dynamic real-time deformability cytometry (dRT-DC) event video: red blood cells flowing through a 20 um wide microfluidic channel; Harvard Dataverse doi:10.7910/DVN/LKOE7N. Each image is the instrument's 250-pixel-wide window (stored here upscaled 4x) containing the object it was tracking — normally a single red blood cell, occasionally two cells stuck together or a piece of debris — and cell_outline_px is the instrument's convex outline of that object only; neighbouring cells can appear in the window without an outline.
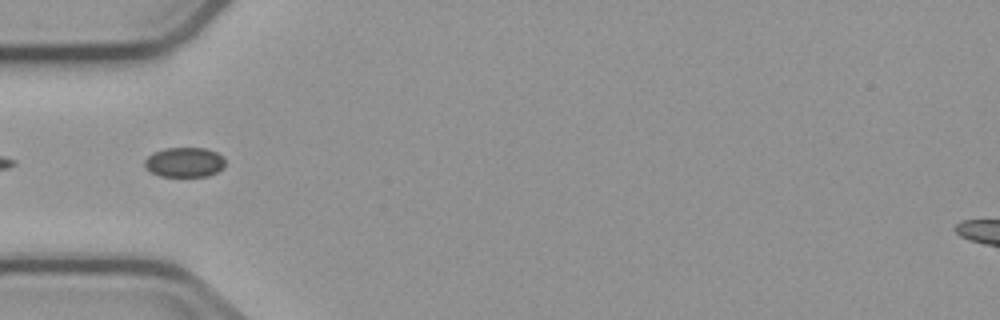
{"species": "common noctule bat (a hibernating species)", "species_latin": "Nyctalus noctula", "temperature_condition": "cold", "stored_images_in_passage": 6, "camera_frame_rate_fps": 3000, "um_per_image_px": 0.085, "animal": {"sex": "male", "body_mass_g": 23.1, "forearm_length_mm": 52.7}, "frame": {"image": 1, "passage_image": 1, "time_ms": 0.0, "image_size_px": [1000, 320], "cell_outline_px": [[224, 168], [208, 176], [160, 176], [144, 168], [144, 160], [152, 152], [164, 148], [204, 148], [216, 152], [224, 156]], "centroid_in_image_um": [15.67, 13.78], "position_along_channel_um": 69.3, "area_um2": 14.1}}
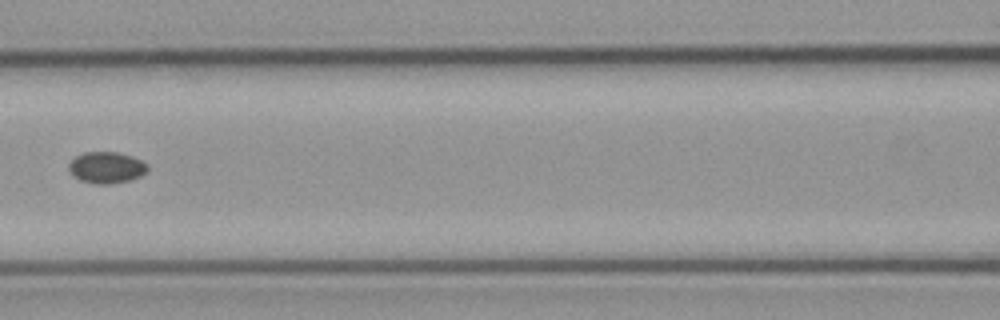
{"frame": {"image": 2, "passage_image": 3, "time_ms": 2.333, "image_size_px": [1000, 320], "cell_outline_px": [[148, 168], [140, 176], [128, 180], [108, 184], [96, 184], [80, 180], [72, 176], [68, 168], [68, 164], [76, 156], [84, 152], [116, 152], [132, 156], [148, 164]], "centroid_in_image_um": [9.01, 14.23], "position_along_channel_um": 157.6, "area_um2": 14.33}}
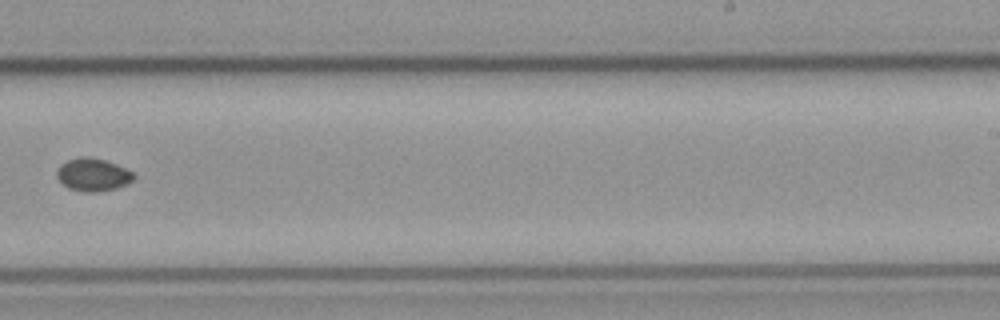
{"frame": {"image": 3, "passage_image": 6, "time_ms": 5.667, "image_size_px": [1000, 320], "cell_outline_px": [[136, 176], [132, 180], [116, 188], [96, 192], [84, 192], [68, 188], [56, 176], [56, 172], [60, 164], [68, 160], [80, 156], [88, 156], [104, 160], [116, 164], [132, 172]], "centroid_in_image_um": [7.87, 14.84], "position_along_channel_um": 281.1, "area_um2": 14.57}}